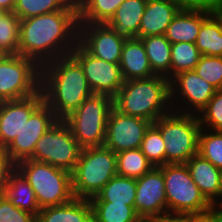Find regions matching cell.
Listing matches in <instances>:
<instances>
[{
	"mask_svg": "<svg viewBox=\"0 0 222 222\" xmlns=\"http://www.w3.org/2000/svg\"><path fill=\"white\" fill-rule=\"evenodd\" d=\"M41 67L31 58L8 55L0 63V101L18 100L40 90Z\"/></svg>",
	"mask_w": 222,
	"mask_h": 222,
	"instance_id": "obj_10",
	"label": "cell"
},
{
	"mask_svg": "<svg viewBox=\"0 0 222 222\" xmlns=\"http://www.w3.org/2000/svg\"><path fill=\"white\" fill-rule=\"evenodd\" d=\"M195 44L204 56L222 57V24L213 13L202 23Z\"/></svg>",
	"mask_w": 222,
	"mask_h": 222,
	"instance_id": "obj_27",
	"label": "cell"
},
{
	"mask_svg": "<svg viewBox=\"0 0 222 222\" xmlns=\"http://www.w3.org/2000/svg\"><path fill=\"white\" fill-rule=\"evenodd\" d=\"M197 222H214L209 215L202 216Z\"/></svg>",
	"mask_w": 222,
	"mask_h": 222,
	"instance_id": "obj_46",
	"label": "cell"
},
{
	"mask_svg": "<svg viewBox=\"0 0 222 222\" xmlns=\"http://www.w3.org/2000/svg\"><path fill=\"white\" fill-rule=\"evenodd\" d=\"M202 54L195 43L179 42L171 44L170 81L179 73L193 70Z\"/></svg>",
	"mask_w": 222,
	"mask_h": 222,
	"instance_id": "obj_32",
	"label": "cell"
},
{
	"mask_svg": "<svg viewBox=\"0 0 222 222\" xmlns=\"http://www.w3.org/2000/svg\"><path fill=\"white\" fill-rule=\"evenodd\" d=\"M197 75L212 84L217 90L222 89V57L202 55L193 69Z\"/></svg>",
	"mask_w": 222,
	"mask_h": 222,
	"instance_id": "obj_36",
	"label": "cell"
},
{
	"mask_svg": "<svg viewBox=\"0 0 222 222\" xmlns=\"http://www.w3.org/2000/svg\"><path fill=\"white\" fill-rule=\"evenodd\" d=\"M213 12L182 8L166 29L165 37L173 43H195L202 23Z\"/></svg>",
	"mask_w": 222,
	"mask_h": 222,
	"instance_id": "obj_19",
	"label": "cell"
},
{
	"mask_svg": "<svg viewBox=\"0 0 222 222\" xmlns=\"http://www.w3.org/2000/svg\"><path fill=\"white\" fill-rule=\"evenodd\" d=\"M79 23H107L124 0H76Z\"/></svg>",
	"mask_w": 222,
	"mask_h": 222,
	"instance_id": "obj_28",
	"label": "cell"
},
{
	"mask_svg": "<svg viewBox=\"0 0 222 222\" xmlns=\"http://www.w3.org/2000/svg\"><path fill=\"white\" fill-rule=\"evenodd\" d=\"M15 169L16 164L5 153V150L0 149V196L4 194L9 176Z\"/></svg>",
	"mask_w": 222,
	"mask_h": 222,
	"instance_id": "obj_39",
	"label": "cell"
},
{
	"mask_svg": "<svg viewBox=\"0 0 222 222\" xmlns=\"http://www.w3.org/2000/svg\"><path fill=\"white\" fill-rule=\"evenodd\" d=\"M0 222H36V216L15 207L5 196H0Z\"/></svg>",
	"mask_w": 222,
	"mask_h": 222,
	"instance_id": "obj_38",
	"label": "cell"
},
{
	"mask_svg": "<svg viewBox=\"0 0 222 222\" xmlns=\"http://www.w3.org/2000/svg\"><path fill=\"white\" fill-rule=\"evenodd\" d=\"M213 14L220 20L222 24V0L217 6V8L213 11Z\"/></svg>",
	"mask_w": 222,
	"mask_h": 222,
	"instance_id": "obj_45",
	"label": "cell"
},
{
	"mask_svg": "<svg viewBox=\"0 0 222 222\" xmlns=\"http://www.w3.org/2000/svg\"><path fill=\"white\" fill-rule=\"evenodd\" d=\"M172 110L153 124L160 130L164 140L165 164L186 163L198 154L201 125L196 112L181 113L183 111L176 110L175 107Z\"/></svg>",
	"mask_w": 222,
	"mask_h": 222,
	"instance_id": "obj_5",
	"label": "cell"
},
{
	"mask_svg": "<svg viewBox=\"0 0 222 222\" xmlns=\"http://www.w3.org/2000/svg\"><path fill=\"white\" fill-rule=\"evenodd\" d=\"M112 108V97L105 94H92L63 120L82 148L103 146Z\"/></svg>",
	"mask_w": 222,
	"mask_h": 222,
	"instance_id": "obj_7",
	"label": "cell"
},
{
	"mask_svg": "<svg viewBox=\"0 0 222 222\" xmlns=\"http://www.w3.org/2000/svg\"><path fill=\"white\" fill-rule=\"evenodd\" d=\"M216 90L212 84L202 79L194 70L182 72L170 81L171 105L175 104L174 102L175 100L177 101L178 97H183V101H186L185 103L189 105L187 108H191L190 111L185 107L186 111L183 110V113L194 114L192 111L196 110L197 114H199L213 97Z\"/></svg>",
	"mask_w": 222,
	"mask_h": 222,
	"instance_id": "obj_17",
	"label": "cell"
},
{
	"mask_svg": "<svg viewBox=\"0 0 222 222\" xmlns=\"http://www.w3.org/2000/svg\"><path fill=\"white\" fill-rule=\"evenodd\" d=\"M20 22L14 12L2 11L0 14V49L8 55L18 54Z\"/></svg>",
	"mask_w": 222,
	"mask_h": 222,
	"instance_id": "obj_33",
	"label": "cell"
},
{
	"mask_svg": "<svg viewBox=\"0 0 222 222\" xmlns=\"http://www.w3.org/2000/svg\"><path fill=\"white\" fill-rule=\"evenodd\" d=\"M3 196L15 207L35 216L40 211L33 188L17 168L10 174Z\"/></svg>",
	"mask_w": 222,
	"mask_h": 222,
	"instance_id": "obj_24",
	"label": "cell"
},
{
	"mask_svg": "<svg viewBox=\"0 0 222 222\" xmlns=\"http://www.w3.org/2000/svg\"><path fill=\"white\" fill-rule=\"evenodd\" d=\"M81 150L82 147L72 135L69 126L64 120H58L38 140L29 159L48 163L72 173Z\"/></svg>",
	"mask_w": 222,
	"mask_h": 222,
	"instance_id": "obj_9",
	"label": "cell"
},
{
	"mask_svg": "<svg viewBox=\"0 0 222 222\" xmlns=\"http://www.w3.org/2000/svg\"><path fill=\"white\" fill-rule=\"evenodd\" d=\"M123 80L146 79L153 73L141 39L125 40L119 62Z\"/></svg>",
	"mask_w": 222,
	"mask_h": 222,
	"instance_id": "obj_21",
	"label": "cell"
},
{
	"mask_svg": "<svg viewBox=\"0 0 222 222\" xmlns=\"http://www.w3.org/2000/svg\"><path fill=\"white\" fill-rule=\"evenodd\" d=\"M8 56V54L0 49V63Z\"/></svg>",
	"mask_w": 222,
	"mask_h": 222,
	"instance_id": "obj_48",
	"label": "cell"
},
{
	"mask_svg": "<svg viewBox=\"0 0 222 222\" xmlns=\"http://www.w3.org/2000/svg\"><path fill=\"white\" fill-rule=\"evenodd\" d=\"M179 0H147L136 38L164 35L167 27L182 9Z\"/></svg>",
	"mask_w": 222,
	"mask_h": 222,
	"instance_id": "obj_18",
	"label": "cell"
},
{
	"mask_svg": "<svg viewBox=\"0 0 222 222\" xmlns=\"http://www.w3.org/2000/svg\"><path fill=\"white\" fill-rule=\"evenodd\" d=\"M94 222H136L137 215L134 205L114 202H90Z\"/></svg>",
	"mask_w": 222,
	"mask_h": 222,
	"instance_id": "obj_31",
	"label": "cell"
},
{
	"mask_svg": "<svg viewBox=\"0 0 222 222\" xmlns=\"http://www.w3.org/2000/svg\"><path fill=\"white\" fill-rule=\"evenodd\" d=\"M211 208L209 211V216L214 222H222V208Z\"/></svg>",
	"mask_w": 222,
	"mask_h": 222,
	"instance_id": "obj_43",
	"label": "cell"
},
{
	"mask_svg": "<svg viewBox=\"0 0 222 222\" xmlns=\"http://www.w3.org/2000/svg\"><path fill=\"white\" fill-rule=\"evenodd\" d=\"M151 124L148 120L123 114L113 107L107 121L104 146L116 154L140 148L146 130Z\"/></svg>",
	"mask_w": 222,
	"mask_h": 222,
	"instance_id": "obj_12",
	"label": "cell"
},
{
	"mask_svg": "<svg viewBox=\"0 0 222 222\" xmlns=\"http://www.w3.org/2000/svg\"><path fill=\"white\" fill-rule=\"evenodd\" d=\"M140 39L144 44L153 73L170 80L171 43L165 35H154Z\"/></svg>",
	"mask_w": 222,
	"mask_h": 222,
	"instance_id": "obj_25",
	"label": "cell"
},
{
	"mask_svg": "<svg viewBox=\"0 0 222 222\" xmlns=\"http://www.w3.org/2000/svg\"><path fill=\"white\" fill-rule=\"evenodd\" d=\"M136 222H155L154 218H139Z\"/></svg>",
	"mask_w": 222,
	"mask_h": 222,
	"instance_id": "obj_47",
	"label": "cell"
},
{
	"mask_svg": "<svg viewBox=\"0 0 222 222\" xmlns=\"http://www.w3.org/2000/svg\"><path fill=\"white\" fill-rule=\"evenodd\" d=\"M43 102L41 90L26 98L0 101V149L5 150L14 141L31 114Z\"/></svg>",
	"mask_w": 222,
	"mask_h": 222,
	"instance_id": "obj_16",
	"label": "cell"
},
{
	"mask_svg": "<svg viewBox=\"0 0 222 222\" xmlns=\"http://www.w3.org/2000/svg\"><path fill=\"white\" fill-rule=\"evenodd\" d=\"M59 119L49 106L43 102L24 124L18 136L5 149V153L17 164L29 159L41 136L51 128Z\"/></svg>",
	"mask_w": 222,
	"mask_h": 222,
	"instance_id": "obj_13",
	"label": "cell"
},
{
	"mask_svg": "<svg viewBox=\"0 0 222 222\" xmlns=\"http://www.w3.org/2000/svg\"><path fill=\"white\" fill-rule=\"evenodd\" d=\"M199 115L201 128L206 126V129L210 127L212 131H222V89L216 90L207 105L199 112Z\"/></svg>",
	"mask_w": 222,
	"mask_h": 222,
	"instance_id": "obj_37",
	"label": "cell"
},
{
	"mask_svg": "<svg viewBox=\"0 0 222 222\" xmlns=\"http://www.w3.org/2000/svg\"><path fill=\"white\" fill-rule=\"evenodd\" d=\"M139 149L154 167L165 165L166 147L160 130L153 123L146 130Z\"/></svg>",
	"mask_w": 222,
	"mask_h": 222,
	"instance_id": "obj_35",
	"label": "cell"
},
{
	"mask_svg": "<svg viewBox=\"0 0 222 222\" xmlns=\"http://www.w3.org/2000/svg\"><path fill=\"white\" fill-rule=\"evenodd\" d=\"M137 186L136 179L115 175L90 202H114L134 205Z\"/></svg>",
	"mask_w": 222,
	"mask_h": 222,
	"instance_id": "obj_26",
	"label": "cell"
},
{
	"mask_svg": "<svg viewBox=\"0 0 222 222\" xmlns=\"http://www.w3.org/2000/svg\"><path fill=\"white\" fill-rule=\"evenodd\" d=\"M78 10H59L21 20L18 54L40 67L70 54L78 43Z\"/></svg>",
	"mask_w": 222,
	"mask_h": 222,
	"instance_id": "obj_1",
	"label": "cell"
},
{
	"mask_svg": "<svg viewBox=\"0 0 222 222\" xmlns=\"http://www.w3.org/2000/svg\"><path fill=\"white\" fill-rule=\"evenodd\" d=\"M219 197L222 199V175H221V182H220V190H219V193H218V196L211 202V208H222V200H217L219 199ZM218 202H217V201Z\"/></svg>",
	"mask_w": 222,
	"mask_h": 222,
	"instance_id": "obj_44",
	"label": "cell"
},
{
	"mask_svg": "<svg viewBox=\"0 0 222 222\" xmlns=\"http://www.w3.org/2000/svg\"><path fill=\"white\" fill-rule=\"evenodd\" d=\"M16 168L33 188L40 209L63 205L74 198L70 172L32 159L18 162Z\"/></svg>",
	"mask_w": 222,
	"mask_h": 222,
	"instance_id": "obj_6",
	"label": "cell"
},
{
	"mask_svg": "<svg viewBox=\"0 0 222 222\" xmlns=\"http://www.w3.org/2000/svg\"><path fill=\"white\" fill-rule=\"evenodd\" d=\"M59 10H78L76 0H16L13 12L20 20Z\"/></svg>",
	"mask_w": 222,
	"mask_h": 222,
	"instance_id": "obj_29",
	"label": "cell"
},
{
	"mask_svg": "<svg viewBox=\"0 0 222 222\" xmlns=\"http://www.w3.org/2000/svg\"><path fill=\"white\" fill-rule=\"evenodd\" d=\"M134 209L140 218H155L167 213L164 175L161 166L136 179Z\"/></svg>",
	"mask_w": 222,
	"mask_h": 222,
	"instance_id": "obj_15",
	"label": "cell"
},
{
	"mask_svg": "<svg viewBox=\"0 0 222 222\" xmlns=\"http://www.w3.org/2000/svg\"><path fill=\"white\" fill-rule=\"evenodd\" d=\"M117 175L116 153L103 146L82 148L71 173L74 198L90 199Z\"/></svg>",
	"mask_w": 222,
	"mask_h": 222,
	"instance_id": "obj_4",
	"label": "cell"
},
{
	"mask_svg": "<svg viewBox=\"0 0 222 222\" xmlns=\"http://www.w3.org/2000/svg\"><path fill=\"white\" fill-rule=\"evenodd\" d=\"M164 175L167 213L207 216L211 203L194 183L186 163L161 166Z\"/></svg>",
	"mask_w": 222,
	"mask_h": 222,
	"instance_id": "obj_8",
	"label": "cell"
},
{
	"mask_svg": "<svg viewBox=\"0 0 222 222\" xmlns=\"http://www.w3.org/2000/svg\"><path fill=\"white\" fill-rule=\"evenodd\" d=\"M16 0H0V9L2 11L13 12Z\"/></svg>",
	"mask_w": 222,
	"mask_h": 222,
	"instance_id": "obj_42",
	"label": "cell"
},
{
	"mask_svg": "<svg viewBox=\"0 0 222 222\" xmlns=\"http://www.w3.org/2000/svg\"><path fill=\"white\" fill-rule=\"evenodd\" d=\"M186 165L194 183L211 203L218 196L222 171L200 154L194 155Z\"/></svg>",
	"mask_w": 222,
	"mask_h": 222,
	"instance_id": "obj_23",
	"label": "cell"
},
{
	"mask_svg": "<svg viewBox=\"0 0 222 222\" xmlns=\"http://www.w3.org/2000/svg\"><path fill=\"white\" fill-rule=\"evenodd\" d=\"M146 3L147 0H124L106 24L124 40L135 39L140 33Z\"/></svg>",
	"mask_w": 222,
	"mask_h": 222,
	"instance_id": "obj_20",
	"label": "cell"
},
{
	"mask_svg": "<svg viewBox=\"0 0 222 222\" xmlns=\"http://www.w3.org/2000/svg\"><path fill=\"white\" fill-rule=\"evenodd\" d=\"M40 90L44 102L59 120L66 118L94 94L80 63L71 54L41 66Z\"/></svg>",
	"mask_w": 222,
	"mask_h": 222,
	"instance_id": "obj_2",
	"label": "cell"
},
{
	"mask_svg": "<svg viewBox=\"0 0 222 222\" xmlns=\"http://www.w3.org/2000/svg\"><path fill=\"white\" fill-rule=\"evenodd\" d=\"M183 8L207 10L213 12L221 0H179Z\"/></svg>",
	"mask_w": 222,
	"mask_h": 222,
	"instance_id": "obj_40",
	"label": "cell"
},
{
	"mask_svg": "<svg viewBox=\"0 0 222 222\" xmlns=\"http://www.w3.org/2000/svg\"><path fill=\"white\" fill-rule=\"evenodd\" d=\"M36 222H94L89 199L73 198L70 202L40 209Z\"/></svg>",
	"mask_w": 222,
	"mask_h": 222,
	"instance_id": "obj_22",
	"label": "cell"
},
{
	"mask_svg": "<svg viewBox=\"0 0 222 222\" xmlns=\"http://www.w3.org/2000/svg\"><path fill=\"white\" fill-rule=\"evenodd\" d=\"M70 54L80 63L94 94L114 97L124 80L119 64L106 62L89 54L79 43Z\"/></svg>",
	"mask_w": 222,
	"mask_h": 222,
	"instance_id": "obj_11",
	"label": "cell"
},
{
	"mask_svg": "<svg viewBox=\"0 0 222 222\" xmlns=\"http://www.w3.org/2000/svg\"><path fill=\"white\" fill-rule=\"evenodd\" d=\"M175 215V216H174ZM202 216L166 213L155 217V222H197Z\"/></svg>",
	"mask_w": 222,
	"mask_h": 222,
	"instance_id": "obj_41",
	"label": "cell"
},
{
	"mask_svg": "<svg viewBox=\"0 0 222 222\" xmlns=\"http://www.w3.org/2000/svg\"><path fill=\"white\" fill-rule=\"evenodd\" d=\"M170 100V80L154 75L146 79L125 80L113 97V107L123 114L154 123L172 111L169 109L172 107Z\"/></svg>",
	"mask_w": 222,
	"mask_h": 222,
	"instance_id": "obj_3",
	"label": "cell"
},
{
	"mask_svg": "<svg viewBox=\"0 0 222 222\" xmlns=\"http://www.w3.org/2000/svg\"><path fill=\"white\" fill-rule=\"evenodd\" d=\"M116 162L117 175L133 179H139L154 167L139 148L117 153Z\"/></svg>",
	"mask_w": 222,
	"mask_h": 222,
	"instance_id": "obj_30",
	"label": "cell"
},
{
	"mask_svg": "<svg viewBox=\"0 0 222 222\" xmlns=\"http://www.w3.org/2000/svg\"><path fill=\"white\" fill-rule=\"evenodd\" d=\"M124 42L106 23L78 24V43L98 59L119 64Z\"/></svg>",
	"mask_w": 222,
	"mask_h": 222,
	"instance_id": "obj_14",
	"label": "cell"
},
{
	"mask_svg": "<svg viewBox=\"0 0 222 222\" xmlns=\"http://www.w3.org/2000/svg\"><path fill=\"white\" fill-rule=\"evenodd\" d=\"M204 129L199 132L198 154L222 171V131Z\"/></svg>",
	"mask_w": 222,
	"mask_h": 222,
	"instance_id": "obj_34",
	"label": "cell"
}]
</instances>
